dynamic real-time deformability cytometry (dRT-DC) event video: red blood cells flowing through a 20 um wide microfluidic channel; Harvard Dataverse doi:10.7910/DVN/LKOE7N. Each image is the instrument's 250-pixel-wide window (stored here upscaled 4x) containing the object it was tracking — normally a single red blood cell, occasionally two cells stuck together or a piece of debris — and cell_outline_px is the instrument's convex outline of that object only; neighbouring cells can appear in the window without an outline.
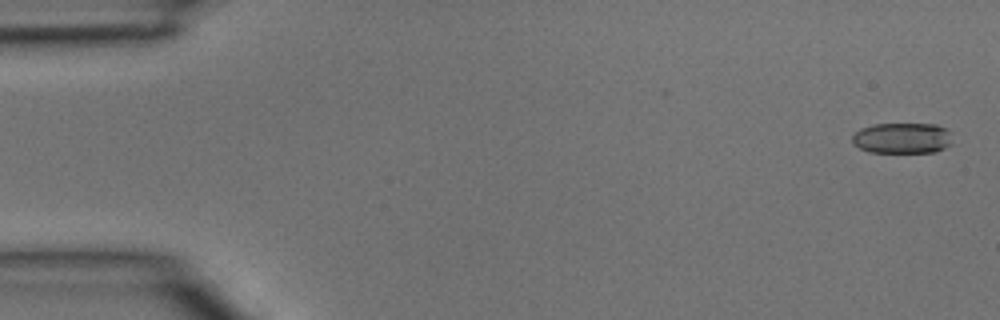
{"species": "common noctule bat (a hibernating species)", "species_latin": "Nyctalus noctula", "temperature_condition": "room temperature", "stored_images_in_passage": 4, "camera_frame_rate_fps": 3000, "um_per_image_px": 0.085, "animal": {"sex": "male", "body_mass_g": 15.6}, "frame": {"image": 1, "passage_image": 1, "time_ms": 0.0, "image_size_px": [1000, 320], "cell_outline_px": [[952, 144], [936, 152], [868, 152], [852, 144], [852, 136], [860, 128], [872, 124], [936, 124], [944, 128], [948, 132]], "centroid_in_image_um": [76.65, 11.74], "position_along_channel_um": 8.3, "area_um2": 17.98}}
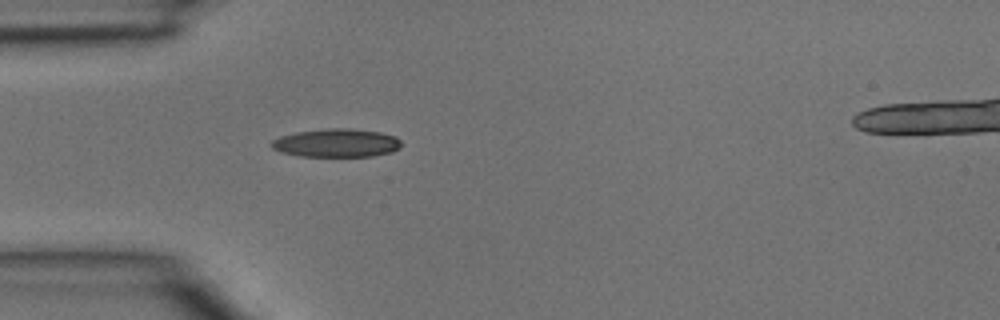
{"frame": {"image": 2, "passage_image": 4, "time_ms": 1.0, "image_size_px": [1000, 320], "cell_outline_px": [[404, 144], [400, 148], [392, 152], [372, 156], [300, 156], [280, 152], [272, 148], [272, 140], [280, 136], [296, 132], [328, 128], [348, 128], [380, 132], [396, 136]], "centroid_in_image_um": [28.64, 12.15], "position_along_channel_um": 56.4, "area_um2": 21.56}}